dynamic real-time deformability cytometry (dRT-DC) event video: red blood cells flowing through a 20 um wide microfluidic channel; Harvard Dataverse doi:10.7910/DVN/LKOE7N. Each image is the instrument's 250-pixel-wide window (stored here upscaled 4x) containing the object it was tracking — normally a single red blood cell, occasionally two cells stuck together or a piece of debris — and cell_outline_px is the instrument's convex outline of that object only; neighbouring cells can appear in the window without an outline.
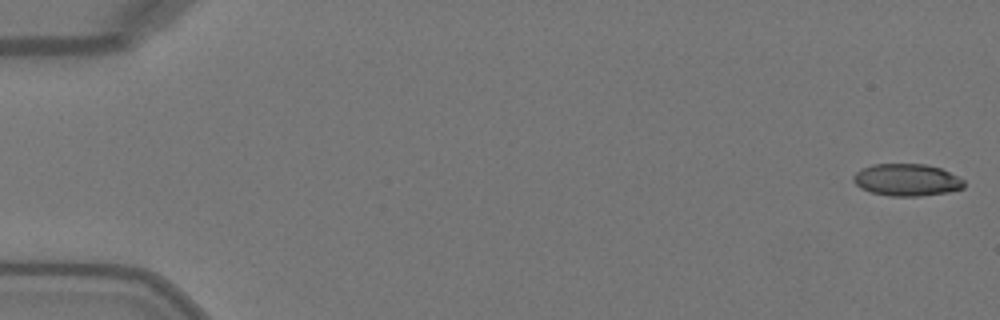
{"species": "Egyptian fruit bat (a non-hibernating species)", "species_latin": "Rousettus aegyptiacus", "temperature_condition": "warm", "stored_images_in_passage": 50, "camera_frame_rate_fps": 3000, "um_per_image_px": 0.085, "animal": {"sex": "female"}, "frame": {"image": 1, "passage_image": 1, "time_ms": 0.0, "image_size_px": [1000, 320], "cell_outline_px": [[964, 188], [948, 192], [920, 196], [892, 196], [872, 192], [860, 188], [852, 180], [852, 176], [860, 168], [872, 164], [924, 164], [940, 168], [964, 180]], "centroid_in_image_um": [77.04, 15.29], "position_along_channel_um": 8.0, "area_um2": 20.69}}
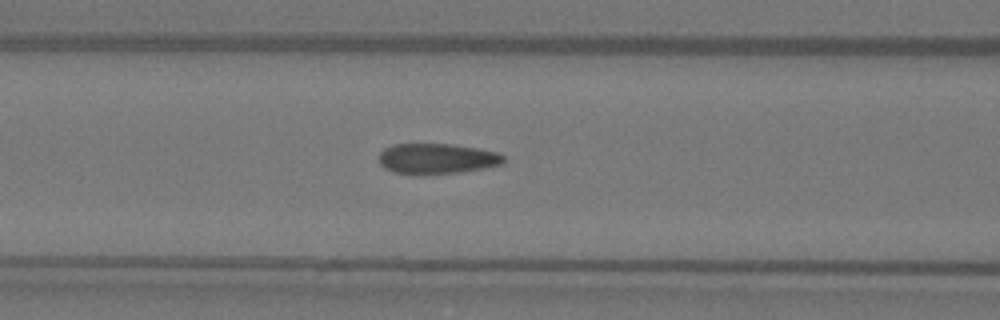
{"frame": {"image": 2, "passage_image": 21, "time_ms": 6.667, "image_size_px": [1000, 320], "cell_outline_px": [[504, 164], [484, 168], [460, 172], [412, 176], [392, 172], [384, 168], [380, 164], [380, 152], [384, 148], [392, 144], [452, 144], [476, 148], [496, 152], [504, 156]], "centroid_in_image_um": [37.09, 13.51], "position_along_channel_um": 129.5, "area_um2": 22.48}}
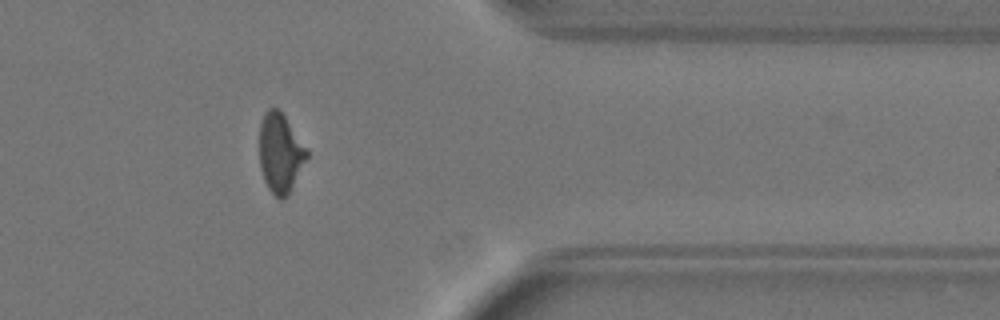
{"frame": {"image": 3, "passage_image": 41, "time_ms": 13.333, "image_size_px": [1000, 320], "cell_outline_px": [[308, 156], [288, 196], [284, 200], [280, 200], [268, 188], [264, 180], [260, 168], [260, 124], [264, 112], [268, 108], [276, 108], [284, 116], [308, 152]], "centroid_in_image_um": [23.8, 13.05], "position_along_channel_um": 387.6, "area_um2": 21.56}, "authors_computed_cell_mechanics": {"area_um2": 22.4553, "velocity_mm_per_s": 4.1013, "shape_relaxation_time_tau1_ms": null, "shape_relaxation_time_tau2_ms": 0.6359, "deformation_change_tau1": null, "deformation_change_tau2": 0.0588}}